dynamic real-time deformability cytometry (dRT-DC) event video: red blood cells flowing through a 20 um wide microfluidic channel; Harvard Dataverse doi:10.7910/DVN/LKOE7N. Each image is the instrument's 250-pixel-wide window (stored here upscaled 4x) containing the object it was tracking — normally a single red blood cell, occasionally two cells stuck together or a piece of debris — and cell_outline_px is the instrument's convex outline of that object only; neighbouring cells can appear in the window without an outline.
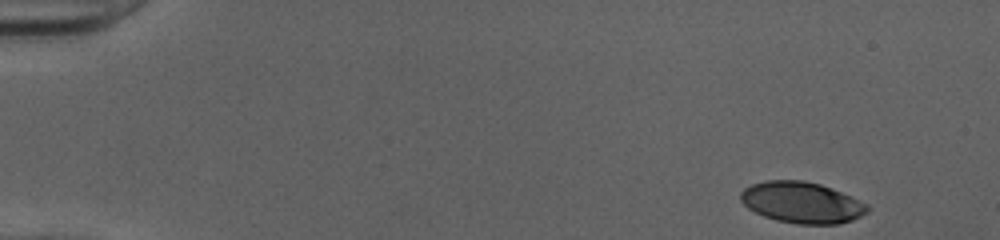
{"species": "human", "species_latin": "Homo sapiens", "temperature_condition": "cold", "stored_images_in_passage": 48, "camera_frame_rate_fps": 3000, "um_per_image_px": 0.085, "donor": {"sex": "female"}, "frame": {"image": 1, "passage_image": 1, "time_ms": 0.0, "image_size_px": [1000, 240], "cell_outline_px": [[868, 212], [852, 220], [840, 224], [796, 224], [776, 220], [764, 216], [748, 208], [740, 200], [740, 192], [744, 188], [752, 184], [764, 180], [804, 180], [820, 184], [832, 188], [868, 204]], "centroid_in_image_um": [68.14, 17.21], "position_along_channel_um": 16.9, "area_um2": 30.52}}
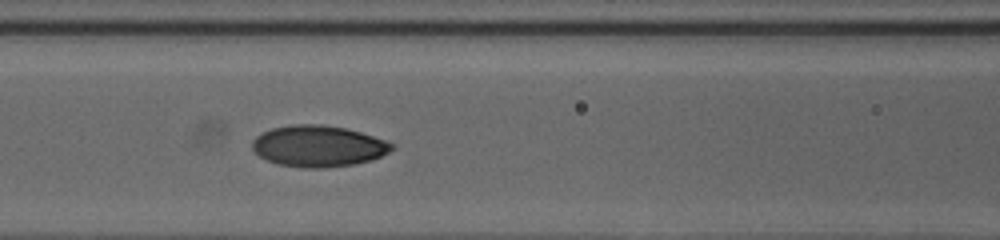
{"frame": {"image": 2, "passage_image": 20, "time_ms": 6.333, "image_size_px": [1000, 240], "cell_outline_px": [[396, 148], [372, 160], [352, 164], [324, 168], [304, 168], [276, 164], [260, 156], [252, 148], [252, 140], [256, 136], [272, 128], [292, 124], [320, 124], [348, 128], [396, 144]], "centroid_in_image_um": [27.06, 12.42], "position_along_channel_um": 139.5, "area_um2": 33.64}}
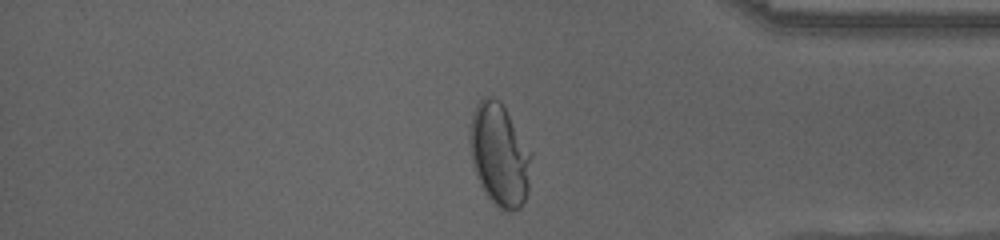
{"frame": {"image": 3, "passage_image": 40, "time_ms": 13.0, "image_size_px": [1000, 240], "cell_outline_px": [[532, 156], [528, 192], [520, 208], [512, 212], [500, 208], [484, 192], [480, 184], [472, 164], [468, 140], [468, 132], [472, 112], [476, 104], [484, 96], [492, 96], [500, 100], [532, 152]], "centroid_in_image_um": [42.44, 13.12], "position_along_channel_um": 392.8, "area_um2": 37.17}, "authors_computed_cell_mechanics": {"area_um2": 32.6859, "velocity_mm_per_s": 4.0511, "shape_relaxation_time_tau1_ms": 4.1652, "shape_relaxation_time_tau2_ms": null, "deformation_change_tau1": 0.2008, "deformation_change_tau2": null}}